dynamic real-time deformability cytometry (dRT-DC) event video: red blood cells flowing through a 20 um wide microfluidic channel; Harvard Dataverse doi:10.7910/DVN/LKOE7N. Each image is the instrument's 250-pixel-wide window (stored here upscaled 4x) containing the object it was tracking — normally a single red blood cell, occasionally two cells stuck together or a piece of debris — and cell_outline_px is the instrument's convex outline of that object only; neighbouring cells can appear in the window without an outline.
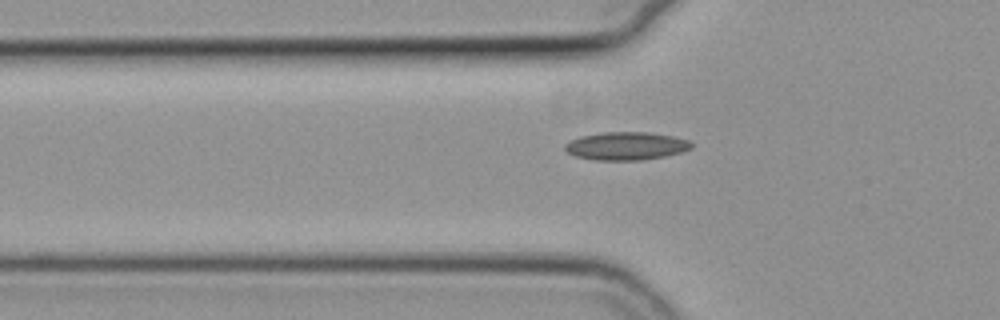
{"species": "common noctule bat (a hibernating species)", "species_latin": "Nyctalus noctula", "temperature_condition": "cold", "stored_images_in_passage": 40, "camera_frame_rate_fps": 3000, "um_per_image_px": 0.085, "animal": {"sex": "female", "body_mass_g": 19.3, "forearm_length_mm": 54.1}, "frame": {"image": 1, "passage_image": 5, "time_ms": 1.333, "image_size_px": [1000, 320], "cell_outline_px": [[692, 148], [680, 152], [664, 156], [640, 160], [592, 160], [576, 156], [568, 152], [564, 148], [564, 144], [568, 140], [580, 136], [604, 132], [648, 132], [672, 136], [688, 140], [692, 144]], "centroid_in_image_um": [53.17, 12.4], "position_along_channel_um": 72.6, "area_um2": 20.63}}
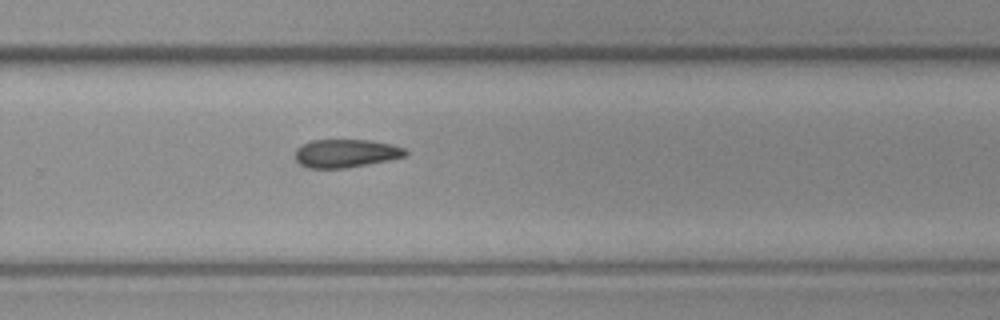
{"frame": {"image": 2, "passage_image": 23, "time_ms": 7.333, "image_size_px": [1000, 320], "cell_outline_px": [[408, 156], [392, 160], [344, 168], [308, 168], [300, 164], [296, 160], [296, 148], [312, 140], [368, 140], [392, 144], [404, 148], [408, 152]], "centroid_in_image_um": [29.44, 13.04], "position_along_channel_um": 300.4, "area_um2": 18.21}}
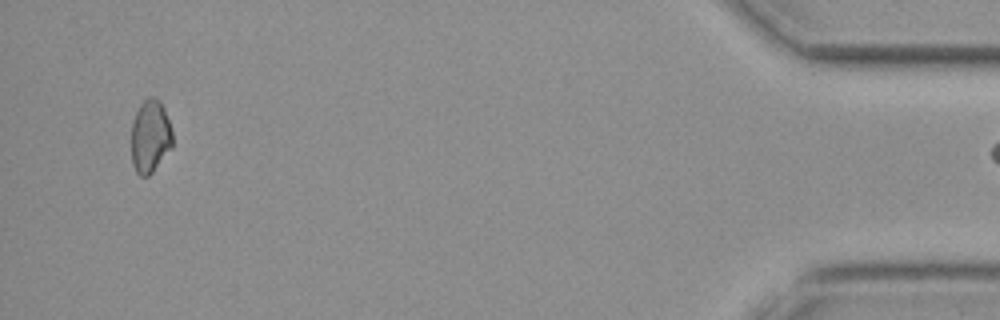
{"frame": {"image": 3, "passage_image": 39, "time_ms": 12.667, "image_size_px": [1000, 320], "cell_outline_px": [[172, 148], [152, 172], [148, 176], [140, 176], [136, 172], [132, 164], [132, 124], [136, 112], [140, 104], [148, 96], [156, 96], [160, 100], [164, 108], [172, 128]], "centroid_in_image_um": [12.78, 11.57], "position_along_channel_um": 422.4, "area_um2": 17.69}}